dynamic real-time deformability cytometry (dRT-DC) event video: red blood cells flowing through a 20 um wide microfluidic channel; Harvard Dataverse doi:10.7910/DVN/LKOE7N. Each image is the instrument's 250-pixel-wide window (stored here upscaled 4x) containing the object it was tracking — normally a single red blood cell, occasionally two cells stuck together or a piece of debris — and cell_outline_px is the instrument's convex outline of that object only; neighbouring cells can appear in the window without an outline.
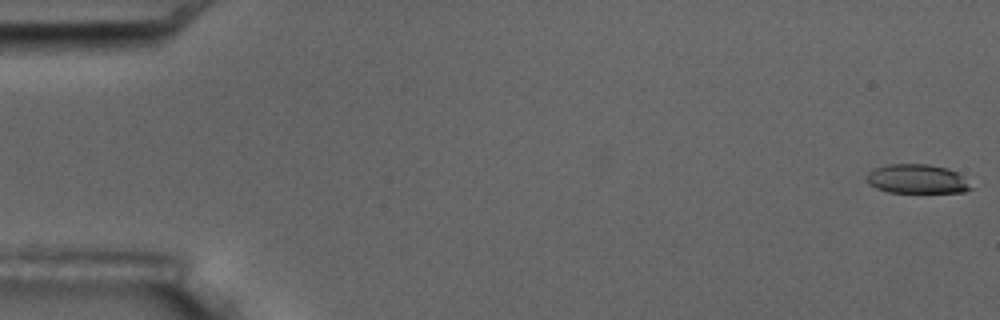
{"species": "common noctule bat (a hibernating species)", "species_latin": "Nyctalus noctula", "temperature_condition": "room temperature", "stored_images_in_passage": 17, "camera_frame_rate_fps": 3000, "um_per_image_px": 0.085, "animal": {"sex": "male", "body_mass_g": 17.5, "forearm_length_mm": 52.3}, "frame": {"image": 1, "passage_image": 1, "time_ms": 0.0, "image_size_px": [1000, 320], "cell_outline_px": [[976, 188], [964, 192], [888, 192], [876, 188], [868, 184], [864, 176], [868, 172], [876, 168], [888, 164], [928, 164], [948, 168], [956, 172]], "centroid_in_image_um": [77.94, 15.21], "position_along_channel_um": 7.1, "area_um2": 17.86}}
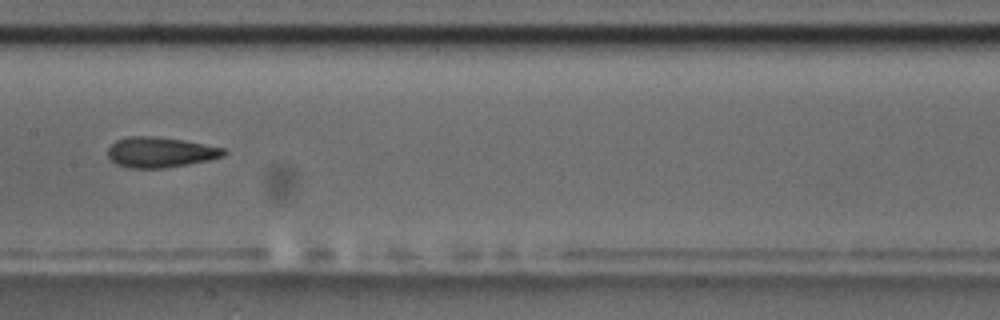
{"frame": {"image": 2, "passage_image": 9, "time_ms": 9.333, "image_size_px": [1000, 320], "cell_outline_px": [[228, 152], [224, 156], [208, 160], [188, 164], [164, 168], [128, 168], [116, 164], [108, 156], [108, 148], [116, 140], [128, 136], [152, 136], [184, 140], [224, 148]], "centroid_in_image_um": [13.62, 12.94], "position_along_channel_um": 193.8, "area_um2": 20.52}}
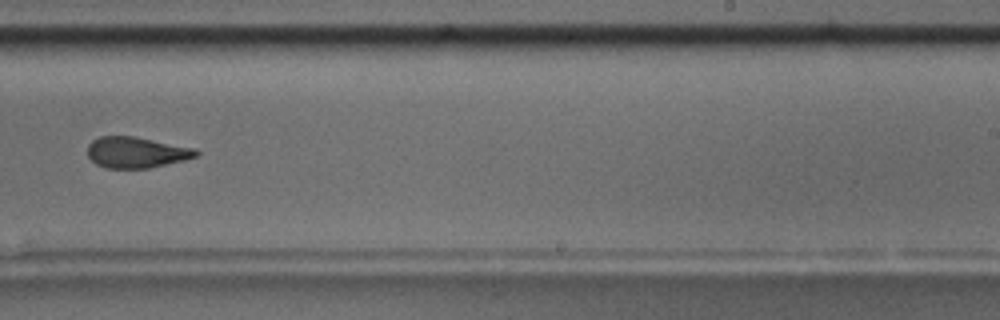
{"frame": {"image": 3, "passage_image": 11, "time_ms": 11.667, "image_size_px": [1000, 320], "cell_outline_px": [[200, 152], [196, 156], [184, 160], [148, 168], [108, 168], [96, 164], [88, 156], [88, 144], [92, 140], [100, 136], [132, 136], [196, 148]], "centroid_in_image_um": [11.58, 12.95], "position_along_channel_um": 277.4, "area_um2": 19.48}, "authors_computed_cell_mechanics": {"area_um2": 20.3456, "velocity_mm_per_s": 3.604, "shape_relaxation_time_tau1_ms": 6.4828, "shape_relaxation_time_tau2_ms": 2.9202, "deformation_change_tau1": 0.2042, "deformation_change_tau2": 0.1274}}